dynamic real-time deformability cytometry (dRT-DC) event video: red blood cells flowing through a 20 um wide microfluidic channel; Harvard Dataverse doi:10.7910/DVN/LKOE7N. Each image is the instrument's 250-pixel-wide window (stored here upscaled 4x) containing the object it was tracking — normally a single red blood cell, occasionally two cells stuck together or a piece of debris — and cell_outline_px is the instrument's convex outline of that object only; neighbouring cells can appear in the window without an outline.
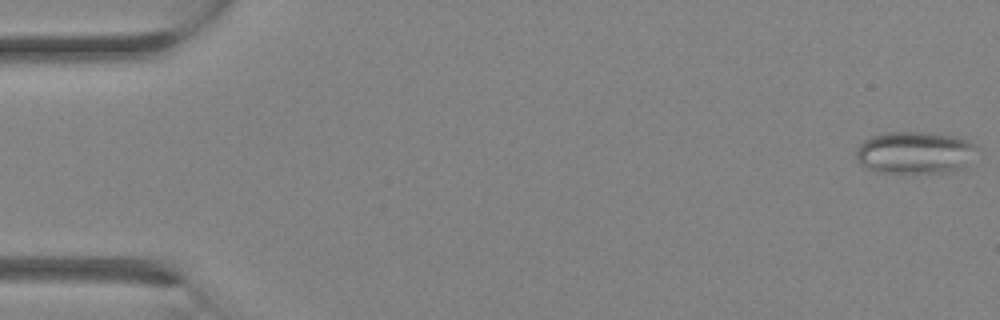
{"species": "Egyptian fruit bat (a non-hibernating species)", "species_latin": "Rousettus aegyptiacus", "temperature_condition": "room temperature", "stored_images_in_passage": 30, "camera_frame_rate_fps": 3000, "um_per_image_px": 0.085, "animal": {"sex": "female"}, "frame": {"image": 1, "passage_image": 1, "time_ms": 0.0, "image_size_px": [1000, 320], "cell_outline_px": [[976, 148], [960, 168], [952, 172], [908, 176], [876, 172], [864, 168], [856, 160], [856, 148], [864, 140], [872, 136], [884, 132], [932, 132], [956, 136], [968, 140], [976, 144]], "centroid_in_image_um": [77.68, 13.01], "position_along_channel_um": 7.3, "area_um2": 30.75}}
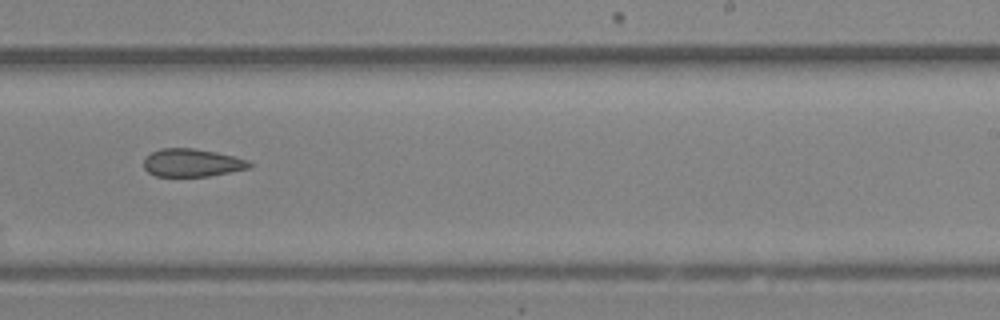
{"frame": {"image": 2, "passage_image": 19, "time_ms": 6.0, "image_size_px": [1000, 320], "cell_outline_px": [[252, 164], [248, 168], [208, 176], [156, 176], [148, 172], [144, 168], [144, 160], [152, 152], [160, 148], [192, 148], [216, 152], [248, 160]], "centroid_in_image_um": [16.29, 13.83], "position_along_channel_um": 272.7, "area_um2": 16.94}}
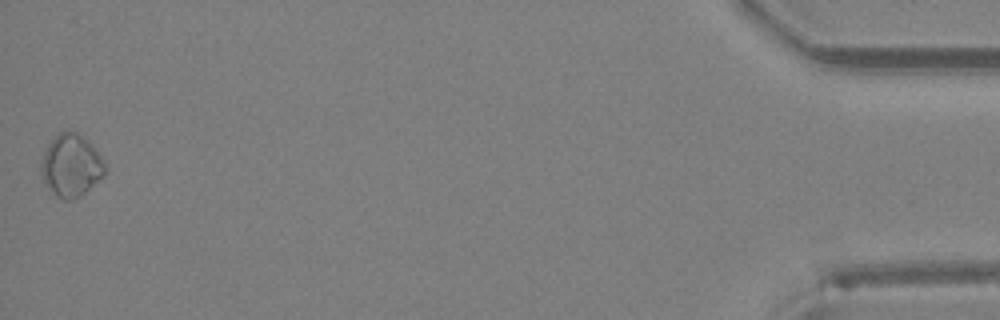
{"frame": {"image": 3, "passage_image": 30, "time_ms": 9.667, "image_size_px": [1000, 320], "cell_outline_px": [[108, 168], [104, 176], [80, 196], [72, 200], [64, 200], [56, 196], [52, 192], [44, 180], [40, 168], [40, 164], [44, 152], [48, 144], [60, 132], [68, 128], [76, 132], [88, 140], [96, 148], [104, 160]], "centroid_in_image_um": [6.08, 14.04], "position_along_channel_um": 429.1, "area_um2": 23.47}}